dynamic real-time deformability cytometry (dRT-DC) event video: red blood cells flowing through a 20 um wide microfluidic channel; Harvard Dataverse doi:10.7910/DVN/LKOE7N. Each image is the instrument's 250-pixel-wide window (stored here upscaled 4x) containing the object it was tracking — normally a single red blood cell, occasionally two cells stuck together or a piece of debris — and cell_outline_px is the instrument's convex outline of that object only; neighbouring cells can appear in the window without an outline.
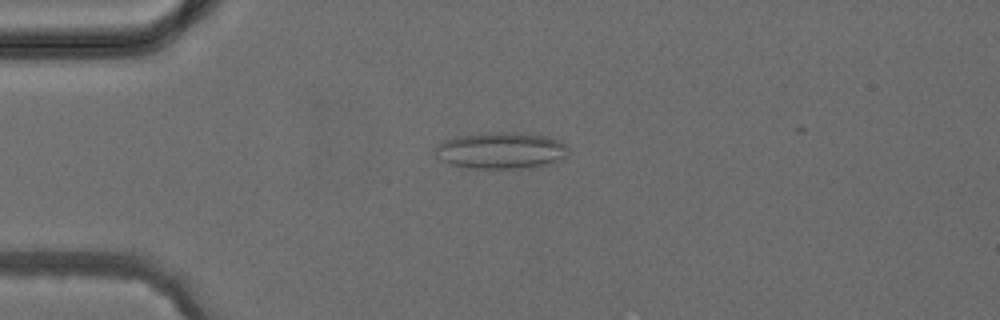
{"species": "common noctule bat (a hibernating species)", "species_latin": "Nyctalus noctula", "temperature_condition": "cold", "stored_images_in_passage": 3, "camera_frame_rate_fps": 3000, "um_per_image_px": 0.085, "animal": {"sex": "female", "body_mass_g": 24.6, "forearm_length_mm": 56.2}, "frame": {"image": 1, "passage_image": 2, "time_ms": 1.333, "image_size_px": [1000, 320], "cell_outline_px": [[568, 156], [564, 160], [552, 164], [536, 168], [468, 168], [452, 164], [440, 160], [432, 148], [436, 144], [444, 140], [460, 136], [496, 132], [520, 132], [548, 136], [568, 144]], "centroid_in_image_um": [42.66, 12.8], "position_along_channel_um": 42.3, "area_um2": 29.02}}